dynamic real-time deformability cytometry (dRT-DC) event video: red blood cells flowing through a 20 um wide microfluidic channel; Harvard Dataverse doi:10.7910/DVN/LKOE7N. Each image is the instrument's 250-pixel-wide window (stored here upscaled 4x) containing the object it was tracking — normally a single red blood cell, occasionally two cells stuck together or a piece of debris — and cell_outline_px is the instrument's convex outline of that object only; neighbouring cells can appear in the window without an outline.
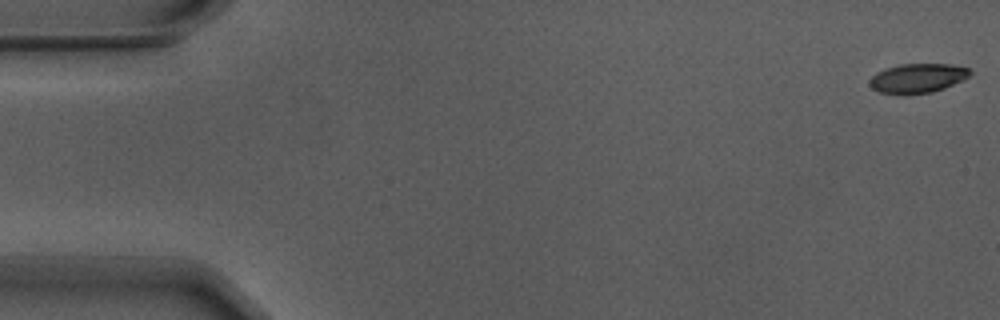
{"species": "Egyptian fruit bat (a non-hibernating species)", "species_latin": "Rousettus aegyptiacus", "temperature_condition": "warm", "stored_images_in_passage": 53, "camera_frame_rate_fps": 3000, "um_per_image_px": 0.085, "animal": {"sex": "male"}, "frame": {"image": 1, "passage_image": 1, "time_ms": 0.0, "image_size_px": [1000, 320], "cell_outline_px": [[972, 72], [968, 76], [944, 88], [932, 92], [880, 92], [872, 88], [868, 84], [868, 80], [876, 72], [900, 64], [952, 64], [968, 68]], "centroid_in_image_um": [77.98, 6.61], "position_along_channel_um": 7.0, "area_um2": 16.53}}
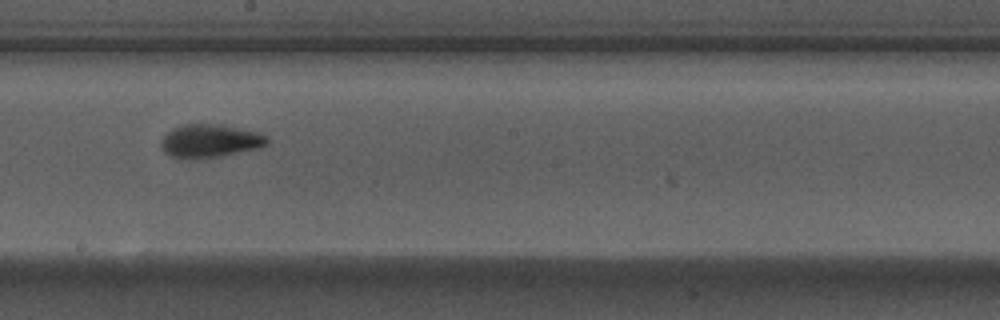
{"frame": {"image": 2, "passage_image": 31, "time_ms": 10.0, "image_size_px": [1000, 320], "cell_outline_px": [[272, 140], [268, 144], [260, 148], [224, 156], [172, 156], [164, 152], [160, 144], [160, 140], [172, 128], [180, 124], [224, 124], [256, 132], [268, 136]], "centroid_in_image_um": [17.92, 11.93], "position_along_channel_um": 230.3, "area_um2": 20.35}}
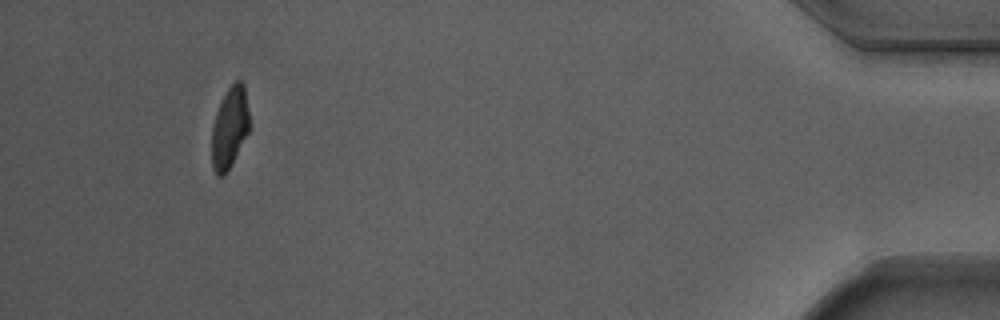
{"frame": {"image": 3, "passage_image": 52, "time_ms": 17.0, "image_size_px": [1000, 320], "cell_outline_px": [[248, 132], [232, 164], [224, 176], [216, 176], [212, 168], [212, 128], [216, 112], [228, 88], [236, 80], [240, 80], [244, 84], [248, 112]], "centroid_in_image_um": [19.5, 10.89], "position_along_channel_um": 415.7, "area_um2": 17.57}}